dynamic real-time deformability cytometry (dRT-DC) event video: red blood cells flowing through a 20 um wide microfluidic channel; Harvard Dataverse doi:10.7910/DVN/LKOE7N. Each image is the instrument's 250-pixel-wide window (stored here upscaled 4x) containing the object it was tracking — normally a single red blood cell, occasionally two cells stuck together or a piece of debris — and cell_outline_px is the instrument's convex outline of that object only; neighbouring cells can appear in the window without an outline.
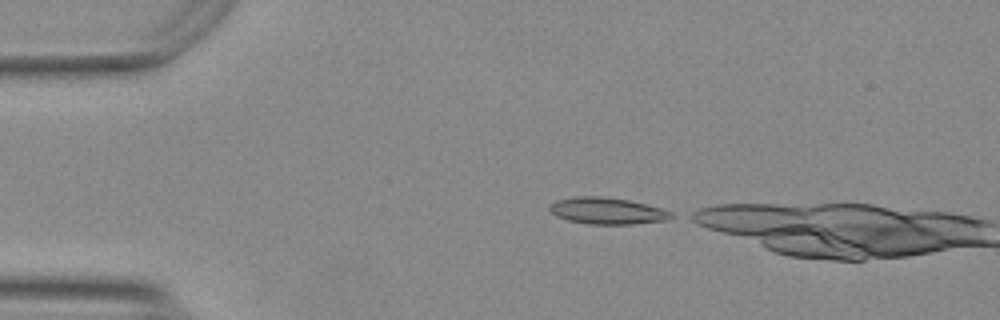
{"species": "Egyptian fruit bat (a non-hibernating species)", "species_latin": "Rousettus aegyptiacus", "temperature_condition": "warm", "stored_images_in_passage": 2, "camera_frame_rate_fps": 3000, "um_per_image_px": 0.085, "animal": {"sex": "female"}, "frame": {"image": 1, "passage_image": 1, "time_ms": 0.0, "image_size_px": [1000, 320], "cell_outline_px": [[676, 216], [668, 220], [632, 224], [588, 224], [568, 220], [556, 216], [548, 208], [548, 204], [556, 200], [576, 196], [604, 196], [628, 200], [648, 204], [672, 212]], "centroid_in_image_um": [51.62, 17.92], "position_along_channel_um": 33.4, "area_um2": 19.07}}